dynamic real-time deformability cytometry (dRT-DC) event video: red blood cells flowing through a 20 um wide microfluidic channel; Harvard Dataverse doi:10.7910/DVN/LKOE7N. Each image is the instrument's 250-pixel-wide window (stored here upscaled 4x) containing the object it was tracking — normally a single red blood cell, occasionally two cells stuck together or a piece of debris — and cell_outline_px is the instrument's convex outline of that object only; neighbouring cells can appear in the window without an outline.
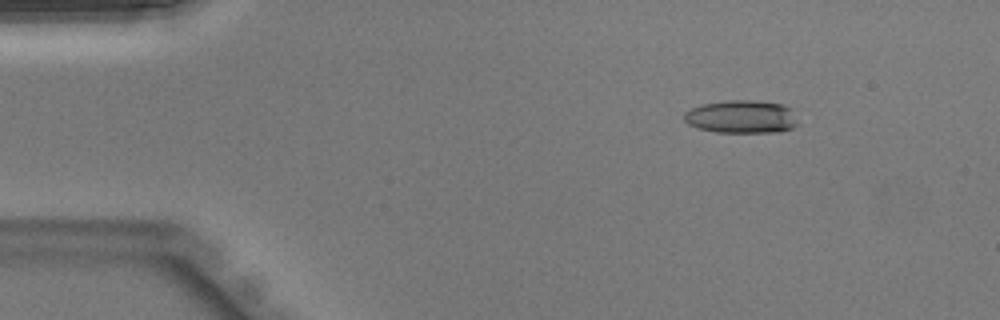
{"species": "Egyptian fruit bat (a non-hibernating species)", "species_latin": "Rousettus aegyptiacus", "temperature_condition": "warm", "stored_images_in_passage": 43, "camera_frame_rate_fps": 3000, "um_per_image_px": 0.085, "animal": {"sex": "male"}, "frame": {"image": 1, "passage_image": 6, "time_ms": 1.667, "image_size_px": [1000, 320], "cell_outline_px": [[800, 124], [792, 128], [780, 132], [716, 132], [696, 128], [688, 124], [684, 120], [684, 112], [700, 104], [728, 100], [752, 100], [784, 104], [792, 108]], "centroid_in_image_um": [63.06, 9.92], "position_along_channel_um": 21.9, "area_um2": 22.31}}
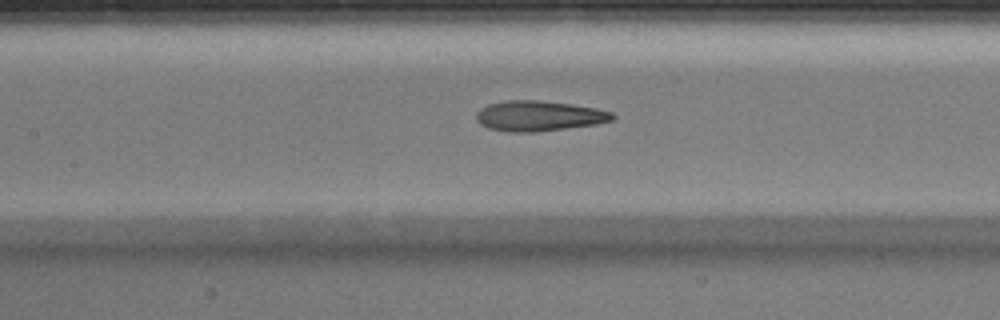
{"frame": {"image": 2, "passage_image": 20, "time_ms": 6.333, "image_size_px": [1000, 320], "cell_outline_px": [[616, 116], [612, 120], [596, 124], [536, 132], [508, 132], [488, 128], [480, 124], [476, 120], [476, 112], [480, 108], [488, 104], [508, 100], [536, 100], [572, 104], [596, 108], [612, 112]], "centroid_in_image_um": [45.78, 9.85], "position_along_channel_um": 161.6, "area_um2": 24.1}}
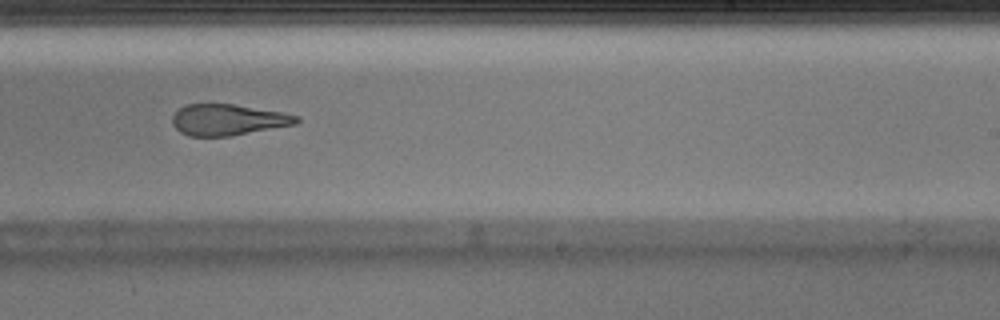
{"frame": {"image": 3, "passage_image": 27, "time_ms": 8.667, "image_size_px": [1000, 320], "cell_outline_px": [[300, 120], [296, 124], [228, 136], [188, 136], [180, 132], [172, 124], [172, 116], [180, 108], [188, 104], [232, 104], [280, 112], [300, 116]], "centroid_in_image_um": [19.35, 10.18], "position_along_channel_um": 269.6, "area_um2": 22.25}}